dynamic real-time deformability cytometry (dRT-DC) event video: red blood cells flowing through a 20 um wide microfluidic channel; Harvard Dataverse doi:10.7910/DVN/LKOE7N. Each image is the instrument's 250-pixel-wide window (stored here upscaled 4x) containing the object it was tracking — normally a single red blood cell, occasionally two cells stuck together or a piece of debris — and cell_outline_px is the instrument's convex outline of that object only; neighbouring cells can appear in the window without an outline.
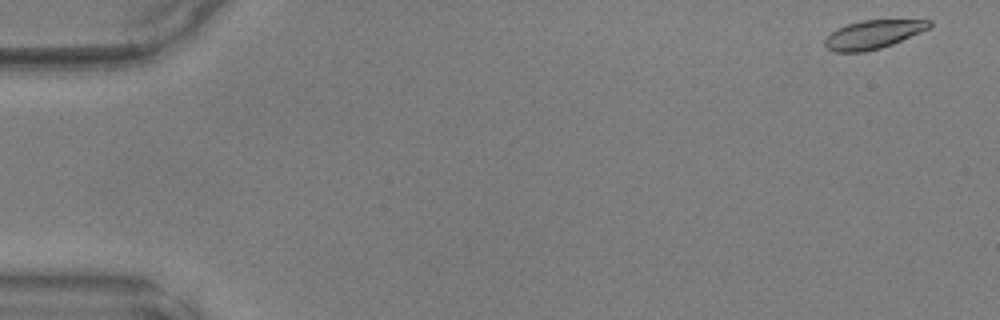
{"species": "common noctule bat (a hibernating species)", "species_latin": "Nyctalus noctula", "temperature_condition": "warm", "stored_images_in_passage": 45, "camera_frame_rate_fps": 3000, "um_per_image_px": 0.085, "animal": {"sex": "male", "body_mass_g": 17.9, "forearm_length_mm": 54.2}, "frame": {"image": 1, "passage_image": 1, "time_ms": 0.0, "image_size_px": [1000, 320], "cell_outline_px": [[932, 24], [928, 28], [920, 32], [892, 44], [880, 48], [864, 52], [836, 52], [828, 48], [824, 44], [824, 40], [836, 28], [860, 20], [932, 20]], "centroid_in_image_um": [74.19, 2.93], "position_along_channel_um": 10.8, "area_um2": 17.17}}
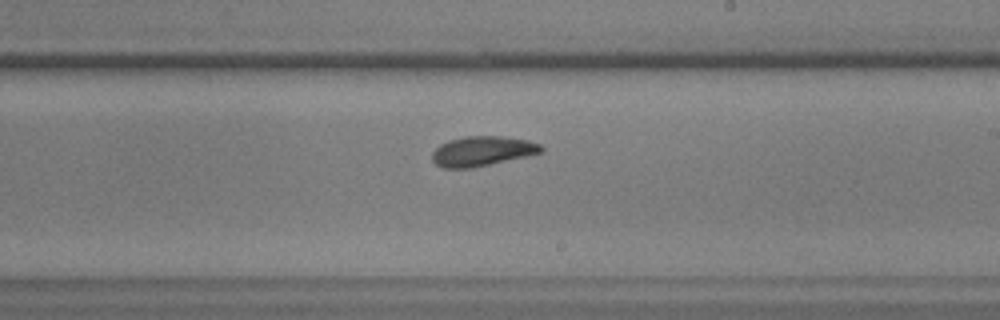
{"frame": {"image": 2, "passage_image": 28, "time_ms": 9.0, "image_size_px": [1000, 320], "cell_outline_px": [[544, 152], [472, 168], [444, 168], [436, 164], [432, 160], [432, 152], [440, 144], [448, 140], [464, 136], [500, 136], [528, 140], [540, 144], [544, 148]], "centroid_in_image_um": [40.98, 12.84], "position_along_channel_um": 248.0, "area_um2": 18.96}}
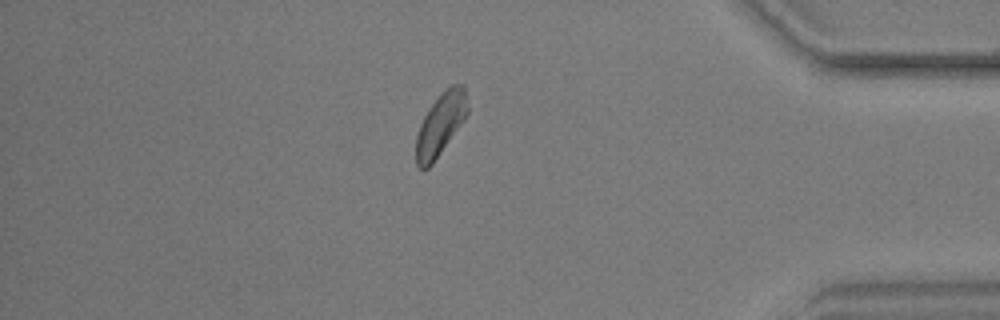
{"frame": {"image": 3, "passage_image": 41, "time_ms": 13.333, "image_size_px": [1000, 320], "cell_outline_px": [[468, 112], [464, 120], [432, 164], [428, 168], [420, 168], [416, 164], [416, 136], [420, 124], [424, 116], [432, 104], [452, 84], [464, 84], [468, 104]], "centroid_in_image_um": [37.45, 10.57], "position_along_channel_um": 397.7, "area_um2": 18.32}}